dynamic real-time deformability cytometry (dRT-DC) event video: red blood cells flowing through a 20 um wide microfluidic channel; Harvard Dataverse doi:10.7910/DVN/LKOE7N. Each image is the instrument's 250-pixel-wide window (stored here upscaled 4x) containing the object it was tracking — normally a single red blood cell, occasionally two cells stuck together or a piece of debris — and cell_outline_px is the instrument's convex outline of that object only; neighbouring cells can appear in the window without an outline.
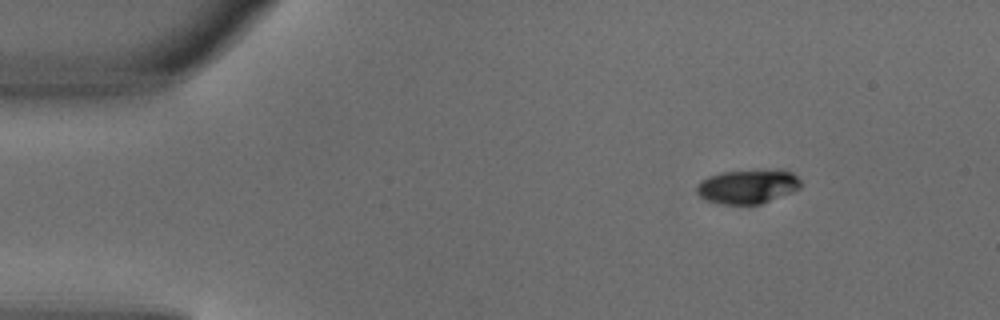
{"species": "common noctule bat (a hibernating species)", "species_latin": "Nyctalus noctula", "temperature_condition": "warm", "stored_images_in_passage": 3, "camera_frame_rate_fps": 3000, "um_per_image_px": 0.085, "animal": {"sex": "male", "body_mass_g": 18.8}, "frame": {"image": 1, "passage_image": 1, "time_ms": 0.0, "image_size_px": [1000, 320], "cell_outline_px": [[800, 188], [792, 192], [760, 204], [720, 204], [704, 200], [696, 192], [696, 184], [700, 180], [708, 176], [720, 172], [792, 172], [800, 180]], "centroid_in_image_um": [63.46, 15.9], "position_along_channel_um": 21.5, "area_um2": 20.11}}